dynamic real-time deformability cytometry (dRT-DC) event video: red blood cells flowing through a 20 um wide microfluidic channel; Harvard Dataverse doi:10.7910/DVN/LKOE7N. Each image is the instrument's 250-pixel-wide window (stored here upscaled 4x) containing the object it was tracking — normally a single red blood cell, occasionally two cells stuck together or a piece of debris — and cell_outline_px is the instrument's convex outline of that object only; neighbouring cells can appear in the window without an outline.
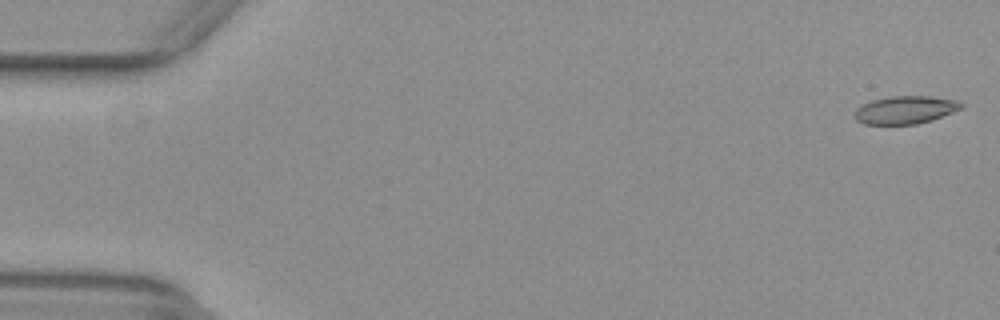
{"species": "common noctule bat (a hibernating species)", "species_latin": "Nyctalus noctula", "temperature_condition": "warm", "stored_images_in_passage": 15, "camera_frame_rate_fps": 3000, "um_per_image_px": 0.085, "animal": {"sex": "female", "body_mass_g": 29.2, "forearm_length_mm": 56.3}, "frame": {"image": 1, "passage_image": 1, "time_ms": 0.0, "image_size_px": [1000, 320], "cell_outline_px": [[964, 108], [932, 120], [916, 124], [864, 124], [856, 120], [852, 116], [856, 108], [872, 100], [888, 96], [928, 96], [956, 100], [964, 104]], "centroid_in_image_um": [76.94, 9.34], "position_along_channel_um": 8.1, "area_um2": 17.46}}